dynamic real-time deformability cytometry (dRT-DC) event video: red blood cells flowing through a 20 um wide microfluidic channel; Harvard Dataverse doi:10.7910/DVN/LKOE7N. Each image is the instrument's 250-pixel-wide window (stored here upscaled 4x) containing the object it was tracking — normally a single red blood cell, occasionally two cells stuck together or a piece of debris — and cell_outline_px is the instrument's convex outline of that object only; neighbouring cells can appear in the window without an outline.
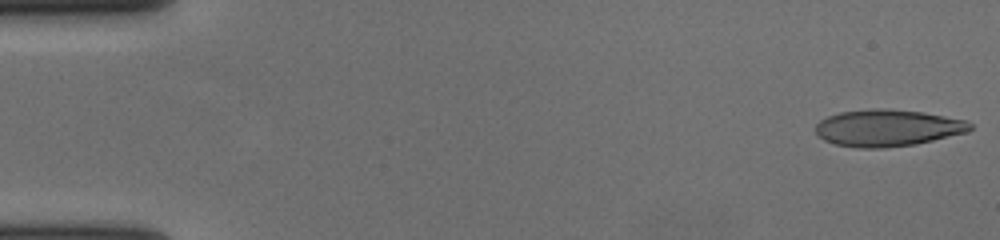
{"species": "human", "species_latin": "Homo sapiens", "temperature_condition": "cold", "stored_images_in_passage": 56, "camera_frame_rate_fps": 3000, "um_per_image_px": 0.085, "donor": {"sex": "female"}, "frame": {"image": 1, "passage_image": 1, "time_ms": 0.0, "image_size_px": [1000, 240], "cell_outline_px": [[972, 128], [968, 132], [916, 144], [884, 148], [856, 148], [836, 144], [824, 140], [816, 132], [816, 124], [820, 120], [828, 116], [840, 112], [920, 112], [964, 120], [972, 124]], "centroid_in_image_um": [75.45, 10.94], "position_along_channel_um": 9.5, "area_um2": 31.67}}
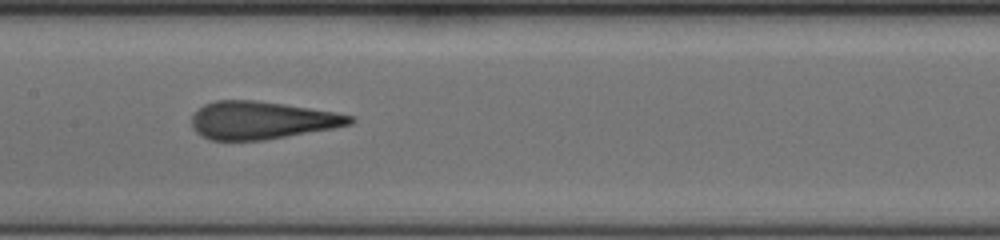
{"frame": {"image": 2, "passage_image": 28, "time_ms": 9.0, "image_size_px": [1000, 240], "cell_outline_px": [[356, 120], [352, 124], [332, 128], [264, 140], [212, 140], [196, 132], [192, 128], [192, 116], [204, 104], [216, 100], [252, 100], [284, 104], [332, 112], [352, 116]], "centroid_in_image_um": [22.21, 10.22], "position_along_channel_um": 185.2, "area_um2": 34.33}}
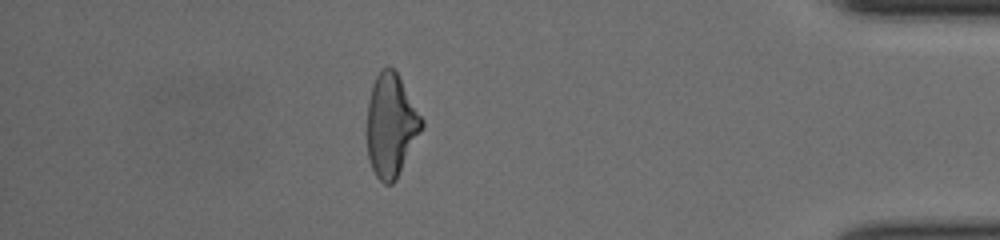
{"frame": {"image": 3, "passage_image": 49, "time_ms": 16.0, "image_size_px": [1000, 240], "cell_outline_px": [[424, 124], [396, 180], [392, 184], [384, 184], [376, 176], [372, 168], [368, 156], [368, 104], [372, 84], [380, 68], [388, 64], [396, 72], [424, 120]], "centroid_in_image_um": [33.23, 10.63], "position_along_channel_um": 402.0, "area_um2": 32.43}, "authors_computed_cell_mechanics": {"area_um2": 34.1598, "velocity_mm_per_s": 3.7003, "shape_relaxation_time_tau1_ms": 5.4573, "shape_relaxation_time_tau2_ms": 1.1475, "deformation_change_tau1": 0.2082, "deformation_change_tau2": 0.1176}}